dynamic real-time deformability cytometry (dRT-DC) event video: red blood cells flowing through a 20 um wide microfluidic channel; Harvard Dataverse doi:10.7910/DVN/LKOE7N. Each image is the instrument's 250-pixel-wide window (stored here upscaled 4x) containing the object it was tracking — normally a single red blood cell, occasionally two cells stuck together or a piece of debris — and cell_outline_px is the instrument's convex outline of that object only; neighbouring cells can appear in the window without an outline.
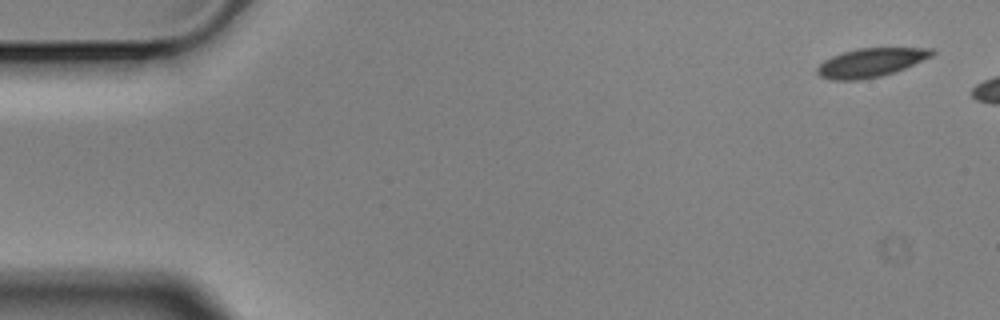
{"species": "Egyptian fruit bat (a non-hibernating species)", "species_latin": "Rousettus aegyptiacus", "temperature_condition": "cold", "stored_images_in_passage": 3, "camera_frame_rate_fps": 3000, "um_per_image_px": 0.085, "animal": {"sex": "male"}, "frame": {"image": 1, "passage_image": 1, "time_ms": 0.0, "image_size_px": [1000, 320], "cell_outline_px": [[936, 52], [932, 56], [904, 68], [880, 76], [860, 80], [832, 80], [820, 76], [816, 72], [816, 68], [824, 60], [832, 56], [856, 48], [932, 48]], "centroid_in_image_um": [73.99, 5.31], "position_along_channel_um": 11.0, "area_um2": 19.07}}